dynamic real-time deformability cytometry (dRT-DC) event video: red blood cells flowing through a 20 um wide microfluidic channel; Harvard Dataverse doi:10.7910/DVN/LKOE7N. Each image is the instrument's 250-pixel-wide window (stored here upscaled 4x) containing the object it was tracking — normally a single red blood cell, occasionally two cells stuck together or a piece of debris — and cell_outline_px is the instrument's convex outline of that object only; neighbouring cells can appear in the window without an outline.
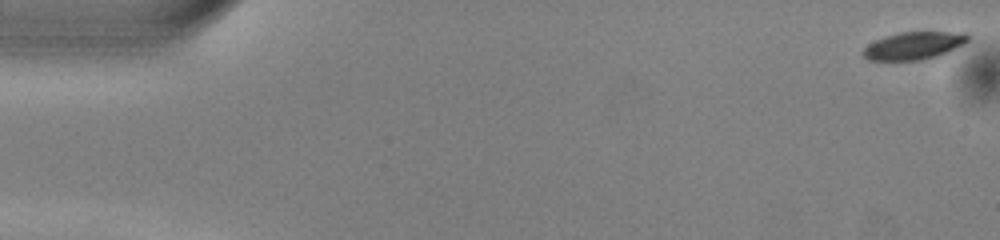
{"species": "common noctule bat (a hibernating species)", "species_latin": "Nyctalus noctula", "temperature_condition": "warm", "stored_images_in_passage": 51, "camera_frame_rate_fps": 3000, "um_per_image_px": 0.085, "animal": {"sex": "male", "body_mass_g": 13.0, "forearm_length_mm": 53.1}, "frame": {"image": 1, "passage_image": 1, "time_ms": 0.0, "image_size_px": [1000, 240], "cell_outline_px": [[968, 40], [964, 44], [940, 56], [920, 60], [868, 60], [860, 52], [868, 44], [884, 36], [900, 32], [968, 32]], "centroid_in_image_um": [77.68, 3.88], "position_along_channel_um": 7.3, "area_um2": 16.99}}
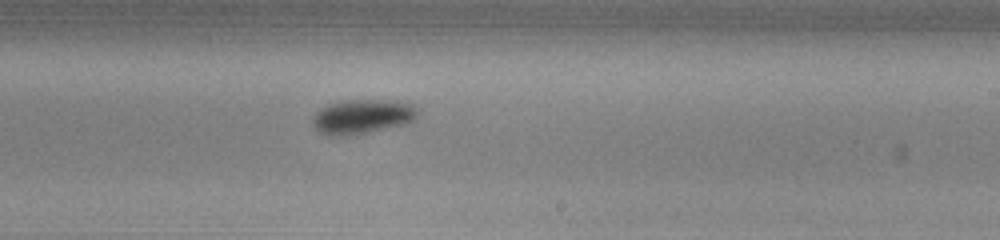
{"frame": {"image": 2, "passage_image": 31, "time_ms": 10.0, "image_size_px": [1000, 240], "cell_outline_px": [[420, 112], [412, 120], [404, 124], [348, 136], [328, 136], [320, 132], [312, 124], [312, 116], [320, 108], [328, 104], [352, 100], [396, 100], [412, 104]], "centroid_in_image_um": [30.77, 9.91], "position_along_channel_um": 258.2, "area_um2": 21.04}}
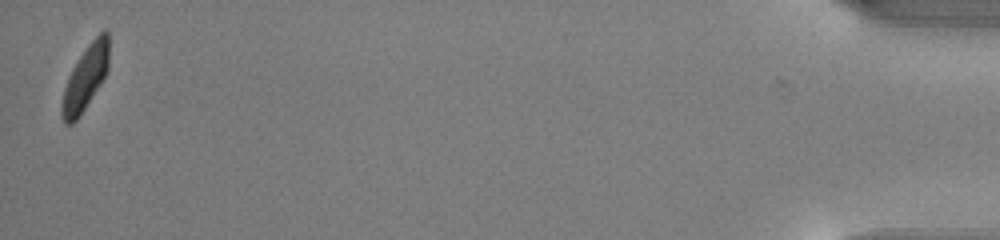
{"frame": {"image": 3, "passage_image": 51, "time_ms": 16.667, "image_size_px": [1000, 240], "cell_outline_px": [[108, 68], [100, 84], [80, 116], [72, 124], [64, 124], [60, 112], [60, 104], [64, 88], [68, 76], [72, 68], [88, 44], [104, 28], [108, 28]], "centroid_in_image_um": [7.23, 6.64], "position_along_channel_um": 428.0, "area_um2": 17.69}, "authors_computed_cell_mechanics": {"area_um2": 18.7272, "velocity_mm_per_s": 4.0011, "shape_relaxation_time_tau1_ms": 2.4867, "shape_relaxation_time_tau2_ms": null, "deformation_change_tau1": 0.1504, "deformation_change_tau2": null}}